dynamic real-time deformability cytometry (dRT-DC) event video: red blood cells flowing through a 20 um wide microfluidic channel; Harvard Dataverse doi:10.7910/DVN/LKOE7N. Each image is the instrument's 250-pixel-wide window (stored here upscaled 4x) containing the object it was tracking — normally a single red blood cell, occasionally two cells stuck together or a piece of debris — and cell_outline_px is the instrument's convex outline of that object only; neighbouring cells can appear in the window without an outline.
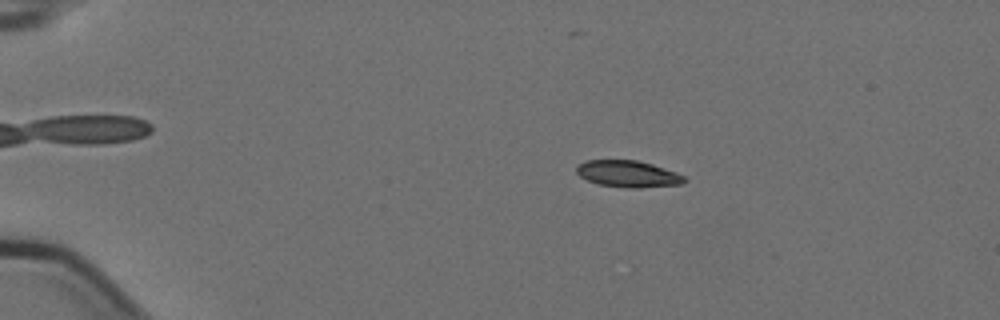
{"species": "Egyptian fruit bat (a non-hibernating species)", "species_latin": "Rousettus aegyptiacus", "temperature_condition": "cold", "stored_images_in_passage": 4, "camera_frame_rate_fps": 3000, "um_per_image_px": 0.085, "animal": {"sex": "female"}, "frame": {"image": 1, "passage_image": 2, "time_ms": 0.333, "image_size_px": [1000, 320], "cell_outline_px": [[688, 180], [684, 184], [640, 188], [628, 188], [600, 184], [588, 180], [580, 176], [576, 172], [576, 168], [580, 164], [588, 160], [636, 160], [652, 164], [676, 172], [684, 176]], "centroid_in_image_um": [53.43, 14.79], "position_along_channel_um": 31.6, "area_um2": 16.7}}